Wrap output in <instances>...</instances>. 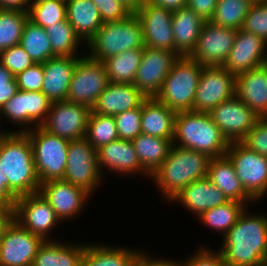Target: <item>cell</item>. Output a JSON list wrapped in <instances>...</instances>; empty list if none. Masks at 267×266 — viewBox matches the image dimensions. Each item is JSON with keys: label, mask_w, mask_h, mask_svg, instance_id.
<instances>
[{"label": "cell", "mask_w": 267, "mask_h": 266, "mask_svg": "<svg viewBox=\"0 0 267 266\" xmlns=\"http://www.w3.org/2000/svg\"><path fill=\"white\" fill-rule=\"evenodd\" d=\"M247 207L222 237L218 250L229 266H261L267 263V214H251Z\"/></svg>", "instance_id": "cell-1"}, {"label": "cell", "mask_w": 267, "mask_h": 266, "mask_svg": "<svg viewBox=\"0 0 267 266\" xmlns=\"http://www.w3.org/2000/svg\"><path fill=\"white\" fill-rule=\"evenodd\" d=\"M0 160L9 190L18 198L37 193L40 180L36 173L33 149L25 132L0 134Z\"/></svg>", "instance_id": "cell-2"}, {"label": "cell", "mask_w": 267, "mask_h": 266, "mask_svg": "<svg viewBox=\"0 0 267 266\" xmlns=\"http://www.w3.org/2000/svg\"><path fill=\"white\" fill-rule=\"evenodd\" d=\"M209 161L210 157L204 153L173 145L150 178L160 194L170 201L190 183L207 177Z\"/></svg>", "instance_id": "cell-3"}, {"label": "cell", "mask_w": 267, "mask_h": 266, "mask_svg": "<svg viewBox=\"0 0 267 266\" xmlns=\"http://www.w3.org/2000/svg\"><path fill=\"white\" fill-rule=\"evenodd\" d=\"M173 145L206 154L210 158L226 155L230 142L213 122L209 112H177Z\"/></svg>", "instance_id": "cell-4"}, {"label": "cell", "mask_w": 267, "mask_h": 266, "mask_svg": "<svg viewBox=\"0 0 267 266\" xmlns=\"http://www.w3.org/2000/svg\"><path fill=\"white\" fill-rule=\"evenodd\" d=\"M89 57L101 61L132 49L145 47L142 26L135 13L120 21L106 22L85 45Z\"/></svg>", "instance_id": "cell-5"}, {"label": "cell", "mask_w": 267, "mask_h": 266, "mask_svg": "<svg viewBox=\"0 0 267 266\" xmlns=\"http://www.w3.org/2000/svg\"><path fill=\"white\" fill-rule=\"evenodd\" d=\"M203 68L189 56H179L155 98L176 113L193 111L195 92Z\"/></svg>", "instance_id": "cell-6"}, {"label": "cell", "mask_w": 267, "mask_h": 266, "mask_svg": "<svg viewBox=\"0 0 267 266\" xmlns=\"http://www.w3.org/2000/svg\"><path fill=\"white\" fill-rule=\"evenodd\" d=\"M31 142L40 183L63 179L70 141L48 133L41 126L25 132Z\"/></svg>", "instance_id": "cell-7"}, {"label": "cell", "mask_w": 267, "mask_h": 266, "mask_svg": "<svg viewBox=\"0 0 267 266\" xmlns=\"http://www.w3.org/2000/svg\"><path fill=\"white\" fill-rule=\"evenodd\" d=\"M226 156L233 163L246 193L255 202L267 195V158L241 142L230 143Z\"/></svg>", "instance_id": "cell-8"}, {"label": "cell", "mask_w": 267, "mask_h": 266, "mask_svg": "<svg viewBox=\"0 0 267 266\" xmlns=\"http://www.w3.org/2000/svg\"><path fill=\"white\" fill-rule=\"evenodd\" d=\"M102 176L98 167L97 151L87 139L84 137L70 141L63 180L91 195L100 185Z\"/></svg>", "instance_id": "cell-9"}, {"label": "cell", "mask_w": 267, "mask_h": 266, "mask_svg": "<svg viewBox=\"0 0 267 266\" xmlns=\"http://www.w3.org/2000/svg\"><path fill=\"white\" fill-rule=\"evenodd\" d=\"M109 83L103 62L82 56L73 71L67 101L83 104L91 109Z\"/></svg>", "instance_id": "cell-10"}, {"label": "cell", "mask_w": 267, "mask_h": 266, "mask_svg": "<svg viewBox=\"0 0 267 266\" xmlns=\"http://www.w3.org/2000/svg\"><path fill=\"white\" fill-rule=\"evenodd\" d=\"M236 76L223 66H204L195 92L193 111L210 112L235 96Z\"/></svg>", "instance_id": "cell-11"}, {"label": "cell", "mask_w": 267, "mask_h": 266, "mask_svg": "<svg viewBox=\"0 0 267 266\" xmlns=\"http://www.w3.org/2000/svg\"><path fill=\"white\" fill-rule=\"evenodd\" d=\"M89 106L67 100L52 102L41 127L48 133L68 141L84 138L91 113Z\"/></svg>", "instance_id": "cell-12"}, {"label": "cell", "mask_w": 267, "mask_h": 266, "mask_svg": "<svg viewBox=\"0 0 267 266\" xmlns=\"http://www.w3.org/2000/svg\"><path fill=\"white\" fill-rule=\"evenodd\" d=\"M14 220L24 229L49 240L52 229L61 220L40 192L18 197L14 204Z\"/></svg>", "instance_id": "cell-13"}, {"label": "cell", "mask_w": 267, "mask_h": 266, "mask_svg": "<svg viewBox=\"0 0 267 266\" xmlns=\"http://www.w3.org/2000/svg\"><path fill=\"white\" fill-rule=\"evenodd\" d=\"M237 30L206 21L189 55L203 66H223L231 51Z\"/></svg>", "instance_id": "cell-14"}, {"label": "cell", "mask_w": 267, "mask_h": 266, "mask_svg": "<svg viewBox=\"0 0 267 266\" xmlns=\"http://www.w3.org/2000/svg\"><path fill=\"white\" fill-rule=\"evenodd\" d=\"M178 58L170 50L144 47L133 85L147 98L155 97Z\"/></svg>", "instance_id": "cell-15"}, {"label": "cell", "mask_w": 267, "mask_h": 266, "mask_svg": "<svg viewBox=\"0 0 267 266\" xmlns=\"http://www.w3.org/2000/svg\"><path fill=\"white\" fill-rule=\"evenodd\" d=\"M44 241L13 220L0 239V266H32Z\"/></svg>", "instance_id": "cell-16"}, {"label": "cell", "mask_w": 267, "mask_h": 266, "mask_svg": "<svg viewBox=\"0 0 267 266\" xmlns=\"http://www.w3.org/2000/svg\"><path fill=\"white\" fill-rule=\"evenodd\" d=\"M209 114L230 143L240 142L259 119L236 95L214 107Z\"/></svg>", "instance_id": "cell-17"}, {"label": "cell", "mask_w": 267, "mask_h": 266, "mask_svg": "<svg viewBox=\"0 0 267 266\" xmlns=\"http://www.w3.org/2000/svg\"><path fill=\"white\" fill-rule=\"evenodd\" d=\"M135 14L142 26L145 47L175 52L172 11L147 0Z\"/></svg>", "instance_id": "cell-18"}, {"label": "cell", "mask_w": 267, "mask_h": 266, "mask_svg": "<svg viewBox=\"0 0 267 266\" xmlns=\"http://www.w3.org/2000/svg\"><path fill=\"white\" fill-rule=\"evenodd\" d=\"M267 43L245 30H237L234 44L223 67L237 76L265 64Z\"/></svg>", "instance_id": "cell-19"}, {"label": "cell", "mask_w": 267, "mask_h": 266, "mask_svg": "<svg viewBox=\"0 0 267 266\" xmlns=\"http://www.w3.org/2000/svg\"><path fill=\"white\" fill-rule=\"evenodd\" d=\"M39 192L49 202L61 222L80 215L90 197L84 189L63 179L42 183Z\"/></svg>", "instance_id": "cell-20"}, {"label": "cell", "mask_w": 267, "mask_h": 266, "mask_svg": "<svg viewBox=\"0 0 267 266\" xmlns=\"http://www.w3.org/2000/svg\"><path fill=\"white\" fill-rule=\"evenodd\" d=\"M98 167L110 170L119 175L143 174L150 178V174L141 166L132 141L118 139L97 150ZM106 168V169H105ZM126 174V175H125Z\"/></svg>", "instance_id": "cell-21"}, {"label": "cell", "mask_w": 267, "mask_h": 266, "mask_svg": "<svg viewBox=\"0 0 267 266\" xmlns=\"http://www.w3.org/2000/svg\"><path fill=\"white\" fill-rule=\"evenodd\" d=\"M82 56H55L43 63L41 92L52 102L67 99L74 68Z\"/></svg>", "instance_id": "cell-22"}, {"label": "cell", "mask_w": 267, "mask_h": 266, "mask_svg": "<svg viewBox=\"0 0 267 266\" xmlns=\"http://www.w3.org/2000/svg\"><path fill=\"white\" fill-rule=\"evenodd\" d=\"M235 95L259 118L267 117V66L238 74Z\"/></svg>", "instance_id": "cell-23"}, {"label": "cell", "mask_w": 267, "mask_h": 266, "mask_svg": "<svg viewBox=\"0 0 267 266\" xmlns=\"http://www.w3.org/2000/svg\"><path fill=\"white\" fill-rule=\"evenodd\" d=\"M146 98L133 84L109 82L91 110L94 113L115 116L139 107Z\"/></svg>", "instance_id": "cell-24"}, {"label": "cell", "mask_w": 267, "mask_h": 266, "mask_svg": "<svg viewBox=\"0 0 267 266\" xmlns=\"http://www.w3.org/2000/svg\"><path fill=\"white\" fill-rule=\"evenodd\" d=\"M181 202L187 211L199 217L206 210L229 201L222 191L207 177L196 180L184 187L170 202Z\"/></svg>", "instance_id": "cell-25"}, {"label": "cell", "mask_w": 267, "mask_h": 266, "mask_svg": "<svg viewBox=\"0 0 267 266\" xmlns=\"http://www.w3.org/2000/svg\"><path fill=\"white\" fill-rule=\"evenodd\" d=\"M207 178L217 186L229 199L241 202L248 206L255 201L246 193L240 179L237 177L235 168L230 159L225 155L210 158Z\"/></svg>", "instance_id": "cell-26"}, {"label": "cell", "mask_w": 267, "mask_h": 266, "mask_svg": "<svg viewBox=\"0 0 267 266\" xmlns=\"http://www.w3.org/2000/svg\"><path fill=\"white\" fill-rule=\"evenodd\" d=\"M205 22L187 6L173 11L172 31L175 53L179 56H189L192 53Z\"/></svg>", "instance_id": "cell-27"}, {"label": "cell", "mask_w": 267, "mask_h": 266, "mask_svg": "<svg viewBox=\"0 0 267 266\" xmlns=\"http://www.w3.org/2000/svg\"><path fill=\"white\" fill-rule=\"evenodd\" d=\"M176 112L155 97L142 102L141 132L160 138H173Z\"/></svg>", "instance_id": "cell-28"}, {"label": "cell", "mask_w": 267, "mask_h": 266, "mask_svg": "<svg viewBox=\"0 0 267 266\" xmlns=\"http://www.w3.org/2000/svg\"><path fill=\"white\" fill-rule=\"evenodd\" d=\"M66 18L85 45L103 25L100 13L92 0L67 1Z\"/></svg>", "instance_id": "cell-29"}, {"label": "cell", "mask_w": 267, "mask_h": 266, "mask_svg": "<svg viewBox=\"0 0 267 266\" xmlns=\"http://www.w3.org/2000/svg\"><path fill=\"white\" fill-rule=\"evenodd\" d=\"M51 239L40 246L32 266H80L86 243L73 245Z\"/></svg>", "instance_id": "cell-30"}, {"label": "cell", "mask_w": 267, "mask_h": 266, "mask_svg": "<svg viewBox=\"0 0 267 266\" xmlns=\"http://www.w3.org/2000/svg\"><path fill=\"white\" fill-rule=\"evenodd\" d=\"M173 138H160L141 133L132 140L141 166L152 175L169 155Z\"/></svg>", "instance_id": "cell-31"}, {"label": "cell", "mask_w": 267, "mask_h": 266, "mask_svg": "<svg viewBox=\"0 0 267 266\" xmlns=\"http://www.w3.org/2000/svg\"><path fill=\"white\" fill-rule=\"evenodd\" d=\"M139 250L86 244L80 266H132Z\"/></svg>", "instance_id": "cell-32"}, {"label": "cell", "mask_w": 267, "mask_h": 266, "mask_svg": "<svg viewBox=\"0 0 267 266\" xmlns=\"http://www.w3.org/2000/svg\"><path fill=\"white\" fill-rule=\"evenodd\" d=\"M143 49L124 51L103 61L109 82L133 84Z\"/></svg>", "instance_id": "cell-33"}, {"label": "cell", "mask_w": 267, "mask_h": 266, "mask_svg": "<svg viewBox=\"0 0 267 266\" xmlns=\"http://www.w3.org/2000/svg\"><path fill=\"white\" fill-rule=\"evenodd\" d=\"M19 44L34 63H45L56 56L46 30L29 19L25 22Z\"/></svg>", "instance_id": "cell-34"}, {"label": "cell", "mask_w": 267, "mask_h": 266, "mask_svg": "<svg viewBox=\"0 0 267 266\" xmlns=\"http://www.w3.org/2000/svg\"><path fill=\"white\" fill-rule=\"evenodd\" d=\"M247 206L235 200L219 205L217 207L206 210L198 219L210 229L221 232L225 235L226 232L237 222L240 214Z\"/></svg>", "instance_id": "cell-35"}, {"label": "cell", "mask_w": 267, "mask_h": 266, "mask_svg": "<svg viewBox=\"0 0 267 266\" xmlns=\"http://www.w3.org/2000/svg\"><path fill=\"white\" fill-rule=\"evenodd\" d=\"M56 56H77L82 40L76 35L67 18L45 28ZM81 41V42H80Z\"/></svg>", "instance_id": "cell-36"}, {"label": "cell", "mask_w": 267, "mask_h": 266, "mask_svg": "<svg viewBox=\"0 0 267 266\" xmlns=\"http://www.w3.org/2000/svg\"><path fill=\"white\" fill-rule=\"evenodd\" d=\"M85 138L97 151L103 146L119 139L114 116L91 111Z\"/></svg>", "instance_id": "cell-37"}, {"label": "cell", "mask_w": 267, "mask_h": 266, "mask_svg": "<svg viewBox=\"0 0 267 266\" xmlns=\"http://www.w3.org/2000/svg\"><path fill=\"white\" fill-rule=\"evenodd\" d=\"M253 1L218 0L214 15L210 21L218 26L239 30Z\"/></svg>", "instance_id": "cell-38"}, {"label": "cell", "mask_w": 267, "mask_h": 266, "mask_svg": "<svg viewBox=\"0 0 267 266\" xmlns=\"http://www.w3.org/2000/svg\"><path fill=\"white\" fill-rule=\"evenodd\" d=\"M28 12L0 9V51L18 45Z\"/></svg>", "instance_id": "cell-39"}, {"label": "cell", "mask_w": 267, "mask_h": 266, "mask_svg": "<svg viewBox=\"0 0 267 266\" xmlns=\"http://www.w3.org/2000/svg\"><path fill=\"white\" fill-rule=\"evenodd\" d=\"M66 18V2L63 0H46L29 6L28 19L43 27L57 24Z\"/></svg>", "instance_id": "cell-40"}, {"label": "cell", "mask_w": 267, "mask_h": 266, "mask_svg": "<svg viewBox=\"0 0 267 266\" xmlns=\"http://www.w3.org/2000/svg\"><path fill=\"white\" fill-rule=\"evenodd\" d=\"M24 104L26 132V130L31 129V127L34 126L33 128H35L41 126L45 122L52 101L41 91H24Z\"/></svg>", "instance_id": "cell-41"}, {"label": "cell", "mask_w": 267, "mask_h": 266, "mask_svg": "<svg viewBox=\"0 0 267 266\" xmlns=\"http://www.w3.org/2000/svg\"><path fill=\"white\" fill-rule=\"evenodd\" d=\"M241 29L260 36L267 43V0L252 2Z\"/></svg>", "instance_id": "cell-42"}, {"label": "cell", "mask_w": 267, "mask_h": 266, "mask_svg": "<svg viewBox=\"0 0 267 266\" xmlns=\"http://www.w3.org/2000/svg\"><path fill=\"white\" fill-rule=\"evenodd\" d=\"M142 104L132 110L114 116L119 139L132 141L141 132Z\"/></svg>", "instance_id": "cell-43"}, {"label": "cell", "mask_w": 267, "mask_h": 266, "mask_svg": "<svg viewBox=\"0 0 267 266\" xmlns=\"http://www.w3.org/2000/svg\"><path fill=\"white\" fill-rule=\"evenodd\" d=\"M0 64L16 76L32 66L34 62L20 44H18L0 51Z\"/></svg>", "instance_id": "cell-44"}, {"label": "cell", "mask_w": 267, "mask_h": 266, "mask_svg": "<svg viewBox=\"0 0 267 266\" xmlns=\"http://www.w3.org/2000/svg\"><path fill=\"white\" fill-rule=\"evenodd\" d=\"M240 142L267 158V117L259 118Z\"/></svg>", "instance_id": "cell-45"}, {"label": "cell", "mask_w": 267, "mask_h": 266, "mask_svg": "<svg viewBox=\"0 0 267 266\" xmlns=\"http://www.w3.org/2000/svg\"><path fill=\"white\" fill-rule=\"evenodd\" d=\"M0 116H5V118L9 119V121L14 124H19L22 129L16 130V132H25V104L23 90H19L2 106L0 109Z\"/></svg>", "instance_id": "cell-46"}, {"label": "cell", "mask_w": 267, "mask_h": 266, "mask_svg": "<svg viewBox=\"0 0 267 266\" xmlns=\"http://www.w3.org/2000/svg\"><path fill=\"white\" fill-rule=\"evenodd\" d=\"M19 90L41 91L44 81L43 63H34L15 76Z\"/></svg>", "instance_id": "cell-47"}, {"label": "cell", "mask_w": 267, "mask_h": 266, "mask_svg": "<svg viewBox=\"0 0 267 266\" xmlns=\"http://www.w3.org/2000/svg\"><path fill=\"white\" fill-rule=\"evenodd\" d=\"M103 23L126 19L132 12L120 0H92Z\"/></svg>", "instance_id": "cell-48"}, {"label": "cell", "mask_w": 267, "mask_h": 266, "mask_svg": "<svg viewBox=\"0 0 267 266\" xmlns=\"http://www.w3.org/2000/svg\"><path fill=\"white\" fill-rule=\"evenodd\" d=\"M196 251L193 252L191 257L182 262V266H220L223 263V258L219 251L203 246Z\"/></svg>", "instance_id": "cell-49"}, {"label": "cell", "mask_w": 267, "mask_h": 266, "mask_svg": "<svg viewBox=\"0 0 267 266\" xmlns=\"http://www.w3.org/2000/svg\"><path fill=\"white\" fill-rule=\"evenodd\" d=\"M19 91L15 76L0 64V109Z\"/></svg>", "instance_id": "cell-50"}, {"label": "cell", "mask_w": 267, "mask_h": 266, "mask_svg": "<svg viewBox=\"0 0 267 266\" xmlns=\"http://www.w3.org/2000/svg\"><path fill=\"white\" fill-rule=\"evenodd\" d=\"M218 0H187V7L204 21H210L214 15Z\"/></svg>", "instance_id": "cell-51"}, {"label": "cell", "mask_w": 267, "mask_h": 266, "mask_svg": "<svg viewBox=\"0 0 267 266\" xmlns=\"http://www.w3.org/2000/svg\"><path fill=\"white\" fill-rule=\"evenodd\" d=\"M143 251H139L136 255L132 266H182V261H173L165 258L150 257Z\"/></svg>", "instance_id": "cell-52"}, {"label": "cell", "mask_w": 267, "mask_h": 266, "mask_svg": "<svg viewBox=\"0 0 267 266\" xmlns=\"http://www.w3.org/2000/svg\"><path fill=\"white\" fill-rule=\"evenodd\" d=\"M0 160V206L14 207L17 197L8 188V178L4 175Z\"/></svg>", "instance_id": "cell-53"}, {"label": "cell", "mask_w": 267, "mask_h": 266, "mask_svg": "<svg viewBox=\"0 0 267 266\" xmlns=\"http://www.w3.org/2000/svg\"><path fill=\"white\" fill-rule=\"evenodd\" d=\"M14 220V207L0 206V239L2 238L5 229Z\"/></svg>", "instance_id": "cell-54"}, {"label": "cell", "mask_w": 267, "mask_h": 266, "mask_svg": "<svg viewBox=\"0 0 267 266\" xmlns=\"http://www.w3.org/2000/svg\"><path fill=\"white\" fill-rule=\"evenodd\" d=\"M0 9L28 12L29 0H0Z\"/></svg>", "instance_id": "cell-55"}, {"label": "cell", "mask_w": 267, "mask_h": 266, "mask_svg": "<svg viewBox=\"0 0 267 266\" xmlns=\"http://www.w3.org/2000/svg\"><path fill=\"white\" fill-rule=\"evenodd\" d=\"M151 4L163 7L170 11H176L187 6V0H148Z\"/></svg>", "instance_id": "cell-56"}, {"label": "cell", "mask_w": 267, "mask_h": 266, "mask_svg": "<svg viewBox=\"0 0 267 266\" xmlns=\"http://www.w3.org/2000/svg\"><path fill=\"white\" fill-rule=\"evenodd\" d=\"M132 13L137 12L147 0H120Z\"/></svg>", "instance_id": "cell-57"}, {"label": "cell", "mask_w": 267, "mask_h": 266, "mask_svg": "<svg viewBox=\"0 0 267 266\" xmlns=\"http://www.w3.org/2000/svg\"><path fill=\"white\" fill-rule=\"evenodd\" d=\"M46 0H29V6Z\"/></svg>", "instance_id": "cell-58"}, {"label": "cell", "mask_w": 267, "mask_h": 266, "mask_svg": "<svg viewBox=\"0 0 267 266\" xmlns=\"http://www.w3.org/2000/svg\"><path fill=\"white\" fill-rule=\"evenodd\" d=\"M220 266H229V265L223 262Z\"/></svg>", "instance_id": "cell-59"}, {"label": "cell", "mask_w": 267, "mask_h": 266, "mask_svg": "<svg viewBox=\"0 0 267 266\" xmlns=\"http://www.w3.org/2000/svg\"><path fill=\"white\" fill-rule=\"evenodd\" d=\"M1 118V117H0ZM6 133V131L4 130L3 132L0 130V134Z\"/></svg>", "instance_id": "cell-60"}]
</instances>
